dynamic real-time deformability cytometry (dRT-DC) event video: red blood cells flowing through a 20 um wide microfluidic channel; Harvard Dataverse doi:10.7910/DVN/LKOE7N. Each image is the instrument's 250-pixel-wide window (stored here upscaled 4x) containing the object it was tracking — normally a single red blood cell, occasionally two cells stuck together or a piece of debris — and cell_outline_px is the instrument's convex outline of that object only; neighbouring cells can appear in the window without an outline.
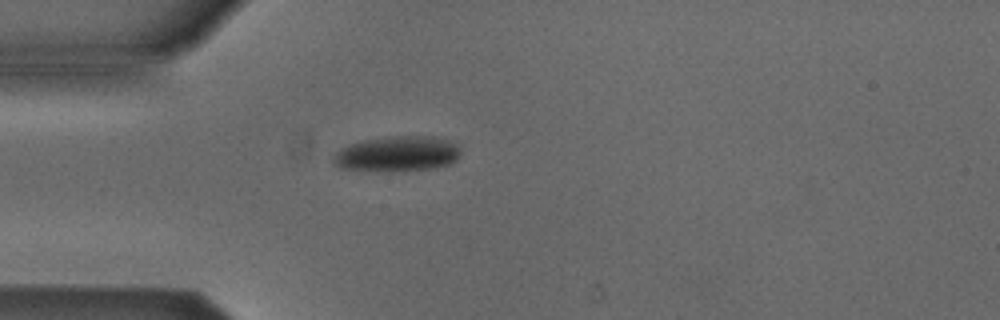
{"species": "Egyptian fruit bat (a non-hibernating species)", "species_latin": "Rousettus aegyptiacus", "temperature_condition": "cold", "stored_images_in_passage": 1, "camera_frame_rate_fps": 3000, "um_per_image_px": 0.085, "animal": {"sex": "male"}, "frame": {"image": 1, "passage_image": 1, "time_ms": 0.0, "image_size_px": [1000, 320], "cell_outline_px": [[460, 156], [456, 160], [448, 164], [436, 168], [392, 172], [380, 172], [340, 168], [332, 160], [336, 152], [340, 148], [364, 140], [392, 136], [432, 136], [448, 140], [460, 144]], "centroid_in_image_um": [33.81, 13.09], "position_along_channel_um": 51.2, "area_um2": 26.59}}